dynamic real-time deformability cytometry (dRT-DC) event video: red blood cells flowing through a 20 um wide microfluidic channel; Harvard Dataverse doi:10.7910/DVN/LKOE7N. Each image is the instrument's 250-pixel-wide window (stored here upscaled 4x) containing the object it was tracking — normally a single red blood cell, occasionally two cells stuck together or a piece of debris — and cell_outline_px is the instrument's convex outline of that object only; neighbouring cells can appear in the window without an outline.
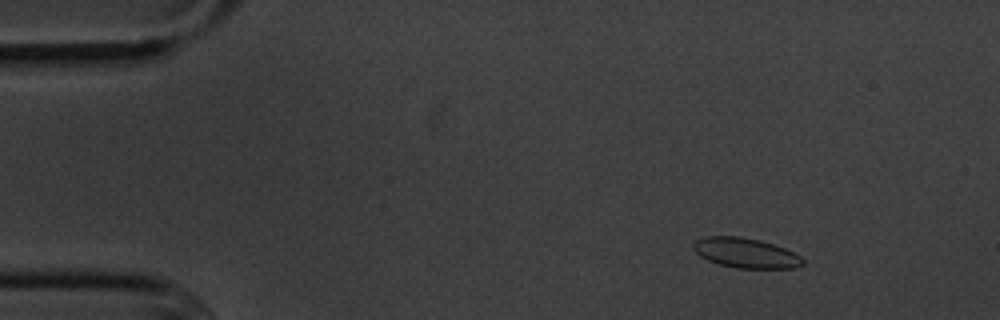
{"species": "common noctule bat (a hibernating species)", "species_latin": "Nyctalus noctula", "temperature_condition": "cold", "stored_images_in_passage": 56, "camera_frame_rate_fps": 3000, "um_per_image_px": 0.085, "animal": {"sex": "male", "body_mass_g": 20.1, "forearm_length_mm": 53.5}, "frame": {"image": 1, "passage_image": 8, "time_ms": 2.333, "image_size_px": [1000, 320], "cell_outline_px": [[804, 264], [796, 268], [736, 268], [720, 264], [708, 260], [700, 256], [692, 248], [692, 244], [696, 240], [708, 236], [740, 236], [760, 240], [784, 248], [800, 256], [804, 260]], "centroid_in_image_um": [63.38, 21.5], "position_along_channel_um": 21.6, "area_um2": 19.02}}
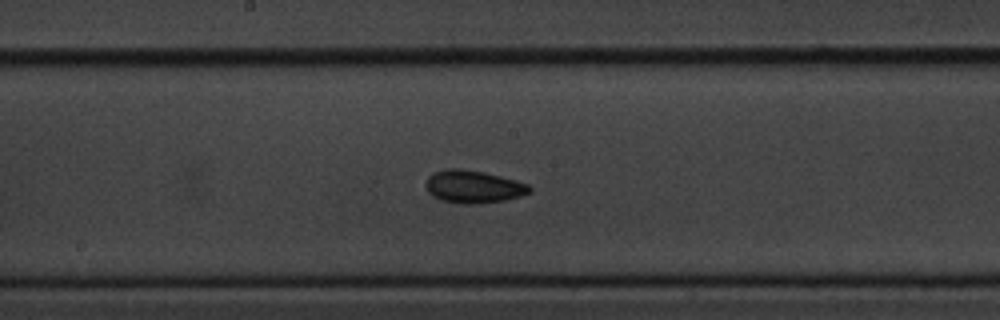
{"frame": {"image": 2, "passage_image": 30, "time_ms": 9.667, "image_size_px": [1000, 320], "cell_outline_px": [[532, 192], [520, 196], [504, 200], [476, 204], [464, 204], [440, 200], [432, 196], [428, 192], [424, 184], [428, 176], [432, 172], [448, 168], [460, 168], [484, 172], [516, 180], [528, 184], [532, 188]], "centroid_in_image_um": [40.21, 15.86], "position_along_channel_um": 208.0, "area_um2": 20.0}}
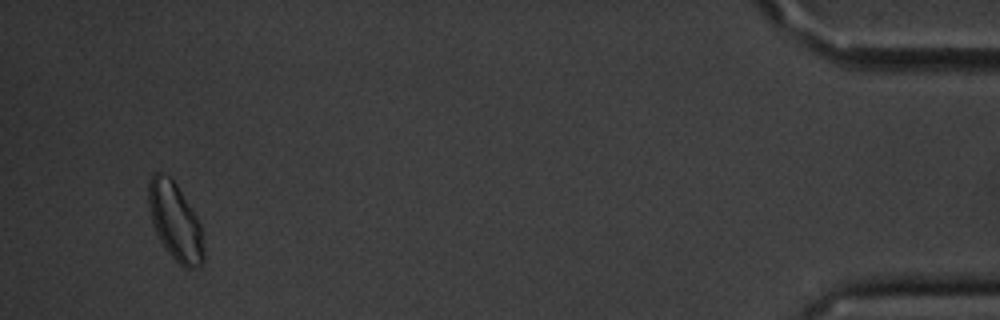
{"frame": {"image": 3, "passage_image": 54, "time_ms": 17.667, "image_size_px": [1000, 320], "cell_outline_px": [[204, 260], [196, 268], [184, 268], [164, 248], [152, 224], [148, 204], [148, 180], [152, 172], [160, 172], [172, 176], [196, 216], [200, 224], [204, 248]], "centroid_in_image_um": [14.87, 18.78], "position_along_channel_um": 420.3, "area_um2": 25.14}, "authors_computed_cell_mechanics": {"area_um2": 18.8428, "velocity_mm_per_s": 3.5977, "shape_relaxation_time_tau1_ms": 4.3328, "shape_relaxation_time_tau2_ms": 2.6954, "deformation_change_tau1": 0.0687, "deformation_change_tau2": 0.0671}}